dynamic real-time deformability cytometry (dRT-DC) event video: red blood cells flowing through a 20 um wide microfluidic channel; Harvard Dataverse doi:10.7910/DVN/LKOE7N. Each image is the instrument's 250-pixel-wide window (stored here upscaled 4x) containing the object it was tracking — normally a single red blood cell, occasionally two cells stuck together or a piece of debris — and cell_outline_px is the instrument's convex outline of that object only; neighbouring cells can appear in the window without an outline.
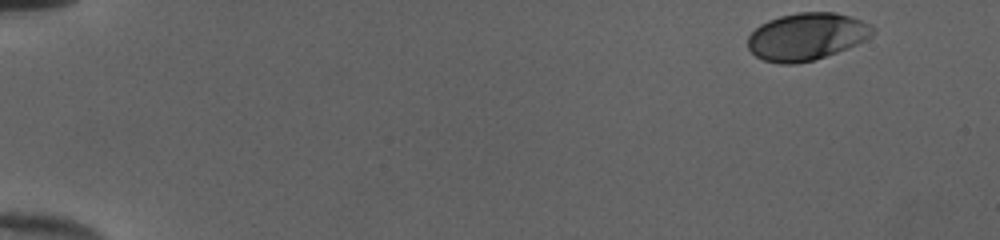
{"species": "human", "species_latin": "Homo sapiens", "temperature_condition": "cold", "stored_images_in_passage": 45, "camera_frame_rate_fps": 3000, "um_per_image_px": 0.085, "donor": {"sex": "female"}, "frame": {"image": 1, "passage_image": 1, "time_ms": 0.0, "image_size_px": [1000, 240], "cell_outline_px": [[876, 32], [872, 36], [856, 44], [836, 52], [812, 60], [796, 64], [780, 64], [764, 60], [756, 56], [748, 48], [748, 36], [760, 24], [768, 20], [780, 16], [796, 12], [836, 12], [860, 20], [876, 28]], "centroid_in_image_um": [68.55, 3.1], "position_along_channel_um": 16.4, "area_um2": 34.28}}
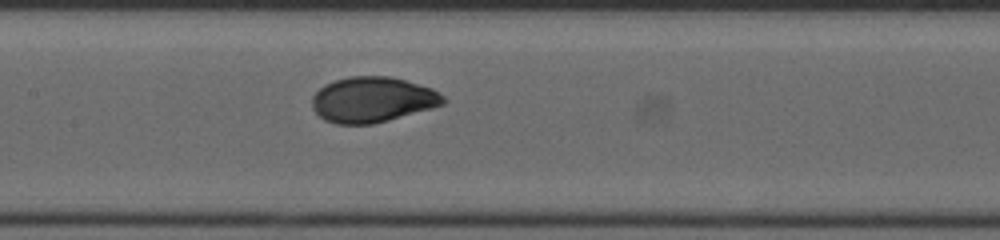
{"frame": {"image": 2, "passage_image": 24, "time_ms": 7.667, "image_size_px": [1000, 240], "cell_outline_px": [[448, 100], [444, 104], [432, 108], [388, 120], [372, 124], [336, 124], [324, 120], [312, 108], [312, 96], [324, 84], [336, 80], [352, 76], [392, 76], [432, 88], [440, 92]], "centroid_in_image_um": [31.68, 8.46], "position_along_channel_um": 175.7, "area_um2": 34.85}}
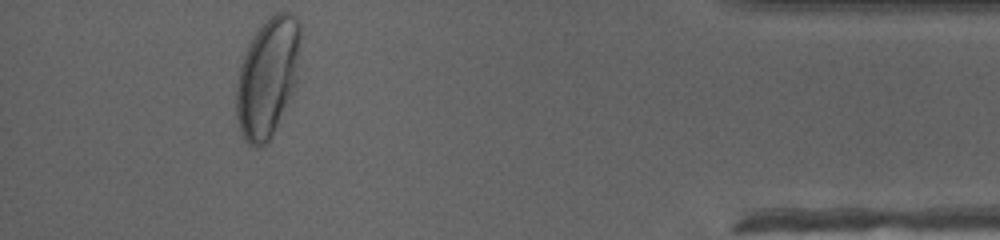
{"frame": {"image": 3, "passage_image": 45, "time_ms": 14.667, "image_size_px": [1000, 240], "cell_outline_px": [[300, 48], [296, 84], [268, 140], [264, 144], [256, 148], [252, 148], [244, 140], [240, 132], [236, 116], [236, 84], [240, 68], [248, 44], [256, 32], [276, 12], [288, 12], [296, 16], [300, 20]], "centroid_in_image_um": [22.74, 6.56], "position_along_channel_um": 412.5, "area_um2": 44.04}, "authors_computed_cell_mechanics": {"area_um2": 34.5066, "velocity_mm_per_s": 4.0243, "shape_relaxation_time_tau1_ms": 3.9527, "shape_relaxation_time_tau2_ms": null, "deformation_change_tau1": 0.1774, "deformation_change_tau2": null}}